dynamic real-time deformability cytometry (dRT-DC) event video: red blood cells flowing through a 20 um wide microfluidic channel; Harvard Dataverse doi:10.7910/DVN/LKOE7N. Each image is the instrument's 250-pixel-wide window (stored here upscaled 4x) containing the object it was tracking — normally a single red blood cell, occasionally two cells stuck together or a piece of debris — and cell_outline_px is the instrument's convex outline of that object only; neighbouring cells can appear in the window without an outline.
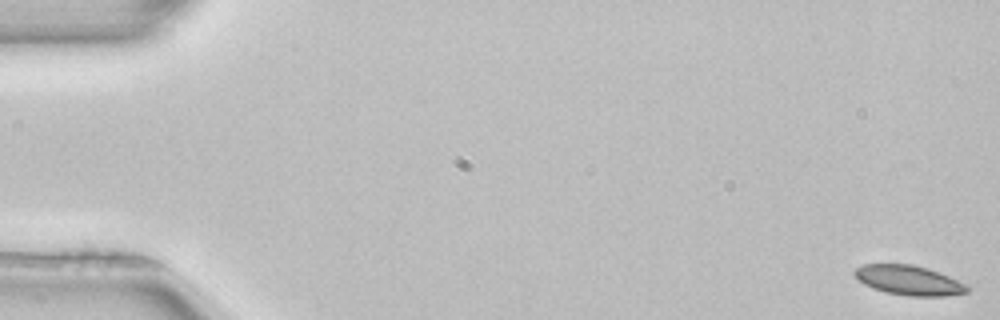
{"species": "common noctule bat (a hibernating species)", "species_latin": "Nyctalus noctula", "temperature_condition": "room temperature", "stored_images_in_passage": 53, "camera_frame_rate_fps": 3000, "um_per_image_px": 0.085, "animal": {"sex": "female", "body_mass_g": 22.7, "forearm_length_mm": 54.2}, "frame": {"image": 1, "passage_image": 1, "time_ms": 0.0, "image_size_px": [1000, 320], "cell_outline_px": [[968, 292], [944, 296], [908, 296], [884, 292], [872, 288], [864, 284], [852, 272], [856, 268], [864, 264], [912, 264], [928, 268], [940, 272], [968, 284]], "centroid_in_image_um": [77.27, 23.82], "position_along_channel_um": 7.7, "area_um2": 19.59}}
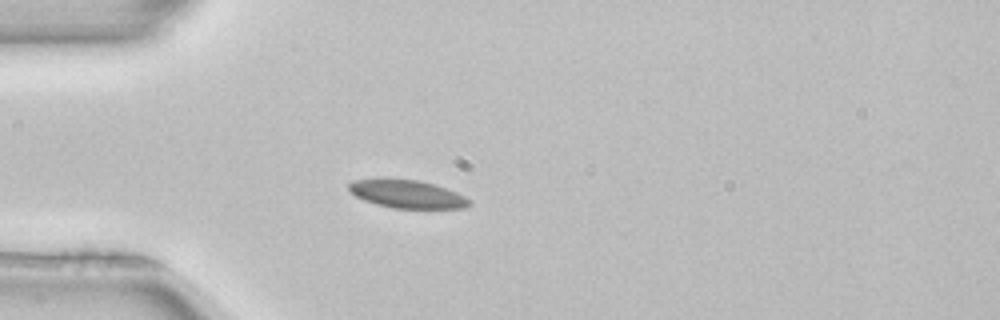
{"frame": {"image": 2, "passage_image": 15, "time_ms": 4.667, "image_size_px": [1000, 320], "cell_outline_px": [[472, 204], [464, 208], [392, 208], [376, 204], [364, 200], [356, 196], [348, 188], [348, 184], [352, 180], [380, 176], [388, 176], [420, 180], [436, 184], [456, 192], [472, 200]], "centroid_in_image_um": [34.56, 16.44], "position_along_channel_um": 50.4, "area_um2": 20.52}}
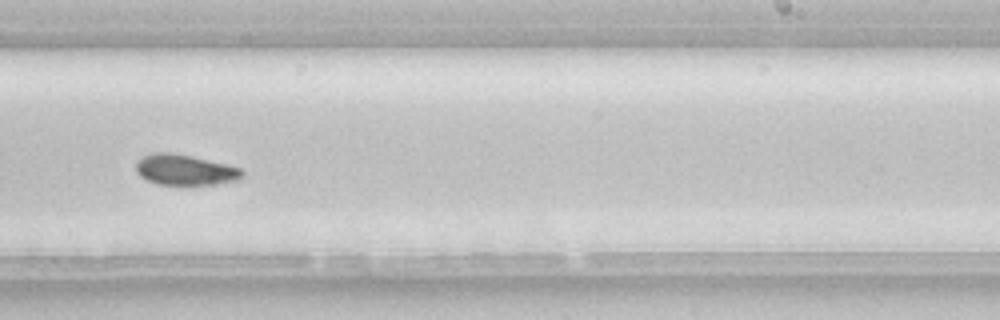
{"frame": {"image": 3, "passage_image": 33, "time_ms": 10.667, "image_size_px": [1000, 320], "cell_outline_px": [[244, 176], [240, 180], [212, 184], [160, 184], [148, 180], [140, 176], [136, 172], [136, 160], [152, 152], [172, 152], [192, 156], [228, 164], [240, 168], [244, 172]], "centroid_in_image_um": [15.74, 14.42], "position_along_channel_um": 273.3, "area_um2": 19.02}, "authors_computed_cell_mechanics": {"area_um2": 19.5942, "velocity_mm_per_s": 3.9265, "shape_relaxation_time_tau1_ms": 3.7697, "shape_relaxation_time_tau2_ms": 9.3821, "deformation_change_tau1": 0.0651, "deformation_change_tau2": 0.1153}}